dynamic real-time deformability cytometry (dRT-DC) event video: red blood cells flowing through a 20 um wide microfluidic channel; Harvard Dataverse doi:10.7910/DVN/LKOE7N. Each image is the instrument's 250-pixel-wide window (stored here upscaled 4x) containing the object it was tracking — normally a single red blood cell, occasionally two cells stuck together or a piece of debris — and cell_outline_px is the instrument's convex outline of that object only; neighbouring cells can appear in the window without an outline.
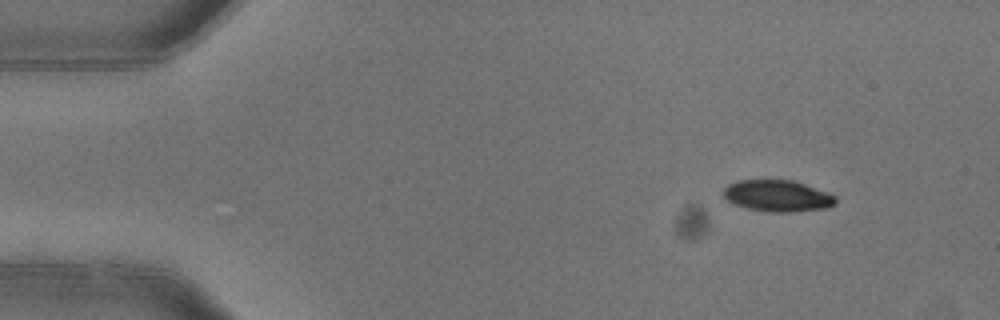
{"species": "common noctule bat (a hibernating species)", "species_latin": "Nyctalus noctula", "temperature_condition": "warm", "stored_images_in_passage": 5, "camera_frame_rate_fps": 3000, "um_per_image_px": 0.085, "animal": {"sex": "female"}, "frame": {"image": 1, "passage_image": 1, "time_ms": 0.0, "image_size_px": [1000, 320], "cell_outline_px": [[836, 204], [828, 208], [792, 212], [772, 212], [748, 208], [736, 204], [720, 196], [720, 192], [728, 184], [740, 180], [792, 180], [828, 192], [836, 196]], "centroid_in_image_um": [66.08, 16.65], "position_along_channel_um": 18.9, "area_um2": 20.69}}
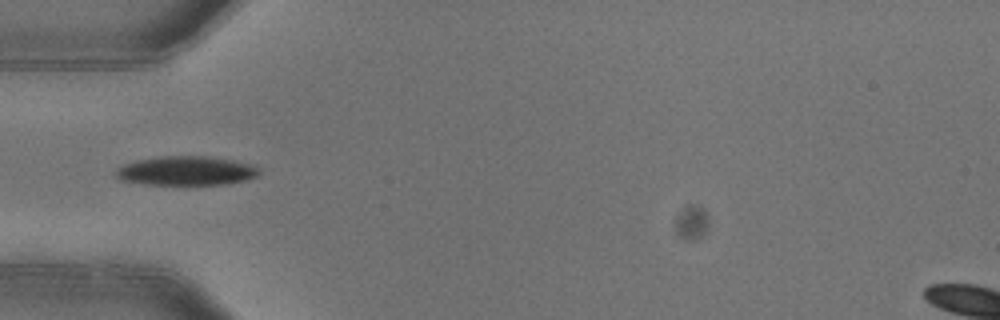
{"frame": {"image": 2, "passage_image": 4, "time_ms": 1.0, "image_size_px": [1000, 320], "cell_outline_px": [[260, 172], [256, 176], [244, 180], [224, 184], [144, 184], [120, 180], [116, 176], [116, 168], [120, 164], [136, 160], [160, 156], [204, 156], [232, 160], [256, 164], [260, 168]], "centroid_in_image_um": [15.81, 14.5], "position_along_channel_um": 69.2, "area_um2": 24.45}}